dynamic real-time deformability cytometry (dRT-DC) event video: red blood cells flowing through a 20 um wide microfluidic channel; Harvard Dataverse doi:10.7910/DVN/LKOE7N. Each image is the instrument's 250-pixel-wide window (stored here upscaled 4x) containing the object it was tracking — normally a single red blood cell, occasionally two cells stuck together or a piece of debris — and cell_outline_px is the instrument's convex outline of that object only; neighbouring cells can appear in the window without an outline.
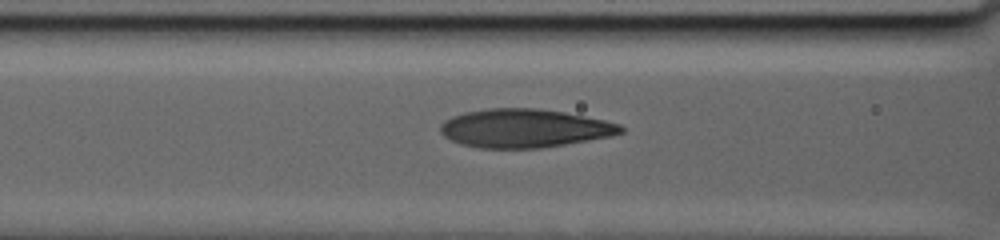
{"species": "human", "species_latin": "Homo sapiens", "temperature_condition": "warm", "stored_images_in_passage": 60, "camera_frame_rate_fps": 3000, "um_per_image_px": 0.085, "donor": {"sex": "male"}, "frame": {"image": 1, "passage_image": 28, "time_ms": 10.0, "image_size_px": [1000, 240], "cell_outline_px": [[624, 132], [612, 136], [540, 148], [480, 148], [460, 144], [444, 136], [440, 132], [440, 124], [444, 120], [452, 116], [464, 112], [488, 108], [536, 108], [564, 112], [604, 120], [620, 124], [624, 128]], "centroid_in_image_um": [44.55, 10.9], "position_along_channel_um": 122.0, "area_um2": 40.52}}
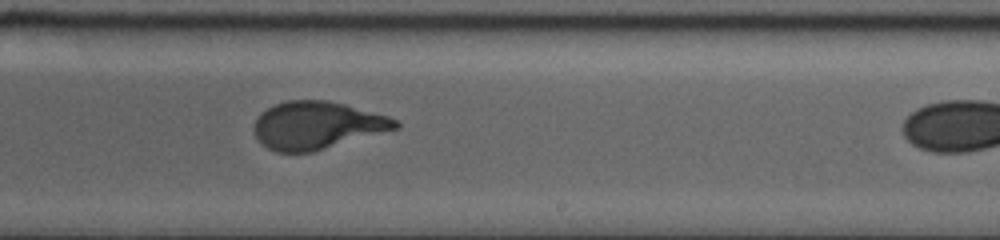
{"frame": {"image": 2, "passage_image": 44, "time_ms": 15.667, "image_size_px": [1000, 240], "cell_outline_px": [[400, 128], [312, 152], [276, 152], [268, 148], [256, 136], [256, 116], [268, 108], [276, 104], [288, 100], [324, 100], [344, 104], [388, 116], [400, 120]], "centroid_in_image_um": [27.0, 10.65], "position_along_channel_um": 262.0, "area_um2": 38.9}}
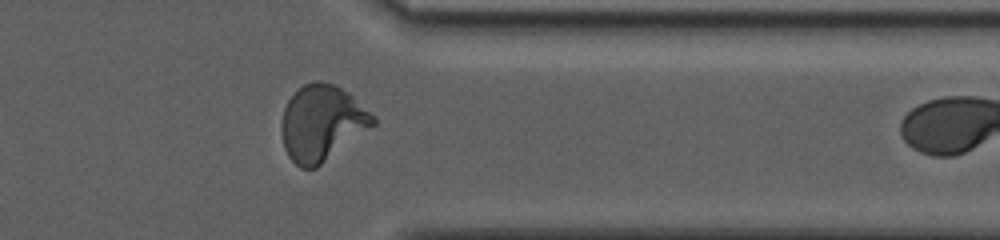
{"frame": {"image": 3, "passage_image": 59, "time_ms": 20.667, "image_size_px": [1000, 240], "cell_outline_px": [[376, 124], [316, 168], [300, 168], [288, 156], [284, 148], [280, 128], [280, 124], [284, 108], [288, 100], [304, 84], [316, 80], [320, 80], [336, 84], [348, 92], [376, 116]], "centroid_in_image_um": [27.36, 10.44], "position_along_channel_um": 384.0, "area_um2": 40.58}}